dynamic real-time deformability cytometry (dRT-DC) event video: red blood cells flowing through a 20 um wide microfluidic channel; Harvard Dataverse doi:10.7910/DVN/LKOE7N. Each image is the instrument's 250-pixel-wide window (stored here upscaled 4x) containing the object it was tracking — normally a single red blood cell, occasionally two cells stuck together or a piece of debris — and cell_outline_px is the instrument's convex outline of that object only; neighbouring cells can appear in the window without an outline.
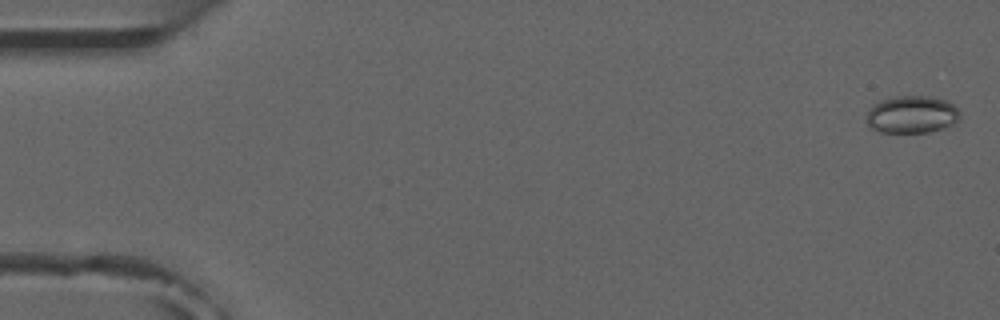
{"species": "common noctule bat (a hibernating species)", "species_latin": "Nyctalus noctula", "temperature_condition": "room temperature", "stored_images_in_passage": 5, "camera_frame_rate_fps": 3000, "um_per_image_px": 0.085, "animal": {"sex": "male", "forearm_length_mm": 52.5}, "frame": {"image": 1, "passage_image": 1, "time_ms": 0.0, "image_size_px": [1000, 320], "cell_outline_px": [[960, 120], [956, 124], [928, 132], [880, 132], [868, 128], [868, 108], [872, 104], [880, 100], [896, 96], [932, 96], [944, 100], [952, 104], [960, 112]], "centroid_in_image_um": [77.5, 9.73], "position_along_channel_um": 7.5, "area_um2": 20.58}}